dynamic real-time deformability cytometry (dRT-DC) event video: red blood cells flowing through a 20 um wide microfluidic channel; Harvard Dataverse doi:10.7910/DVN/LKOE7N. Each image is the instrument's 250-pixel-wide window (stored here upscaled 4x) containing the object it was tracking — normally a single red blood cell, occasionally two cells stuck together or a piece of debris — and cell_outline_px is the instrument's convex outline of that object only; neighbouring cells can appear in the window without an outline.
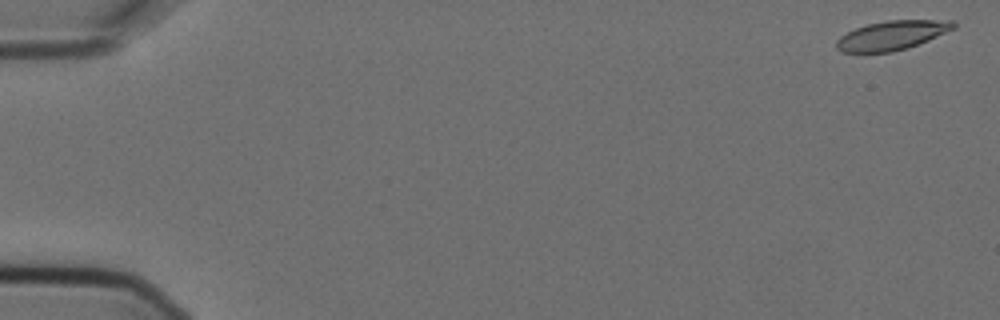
{"species": "Egyptian fruit bat (a non-hibernating species)", "species_latin": "Rousettus aegyptiacus", "temperature_condition": "cold", "stored_images_in_passage": 6, "camera_frame_rate_fps": 3000, "um_per_image_px": 0.085, "animal": {"sex": "female"}, "frame": {"image": 1, "passage_image": 1, "time_ms": 0.0, "image_size_px": [1000, 320], "cell_outline_px": [[956, 28], [928, 40], [908, 48], [892, 52], [840, 52], [836, 48], [836, 40], [840, 36], [856, 28], [868, 24], [888, 20], [952, 20], [956, 24]], "centroid_in_image_um": [75.82, 3.0], "position_along_channel_um": 9.2, "area_um2": 19.88}}